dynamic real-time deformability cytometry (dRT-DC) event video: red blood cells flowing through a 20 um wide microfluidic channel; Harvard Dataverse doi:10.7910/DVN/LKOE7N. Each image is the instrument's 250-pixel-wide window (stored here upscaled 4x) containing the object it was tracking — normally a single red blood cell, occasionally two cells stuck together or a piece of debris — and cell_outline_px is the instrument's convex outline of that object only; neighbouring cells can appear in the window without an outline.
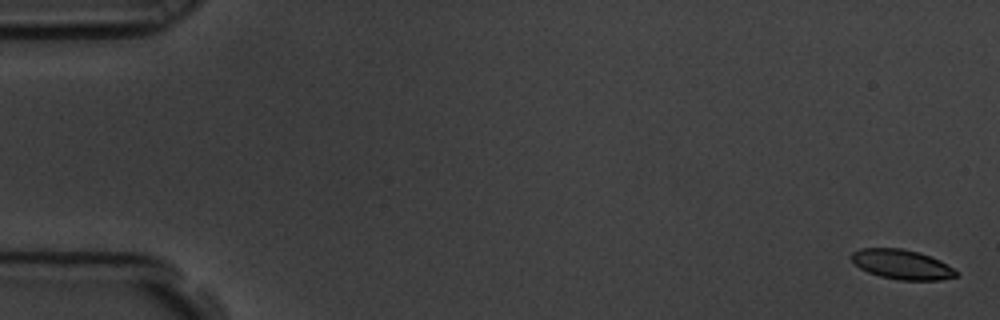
{"species": "common noctule bat (a hibernating species)", "species_latin": "Nyctalus noctula", "temperature_condition": "room temperature", "stored_images_in_passage": 10, "camera_frame_rate_fps": 3000, "um_per_image_px": 0.085, "animal": {"sex": "male", "body_mass_g": 19.5, "forearm_length_mm": 54.6}, "frame": {"image": 1, "passage_image": 1, "time_ms": 0.0, "image_size_px": [1000, 320], "cell_outline_px": [[956, 276], [940, 280], [900, 280], [880, 276], [868, 272], [860, 268], [848, 256], [852, 252], [860, 248], [900, 248], [920, 252], [940, 260], [952, 268], [956, 272]], "centroid_in_image_um": [76.61, 22.46], "position_along_channel_um": 8.4, "area_um2": 18.03}}
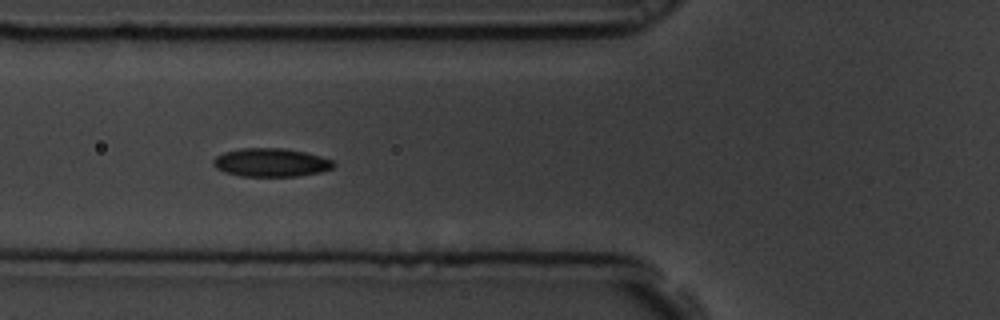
{"frame": {"image": 2, "passage_image": 7, "time_ms": 2.0, "image_size_px": [1000, 320], "cell_outline_px": [[336, 164], [332, 168], [320, 172], [296, 176], [240, 176], [224, 172], [216, 168], [212, 164], [212, 160], [216, 156], [224, 152], [240, 148], [284, 148], [304, 152], [320, 156], [332, 160]], "centroid_in_image_um": [23.0, 13.81], "position_along_channel_um": 102.8, "area_um2": 19.94}}
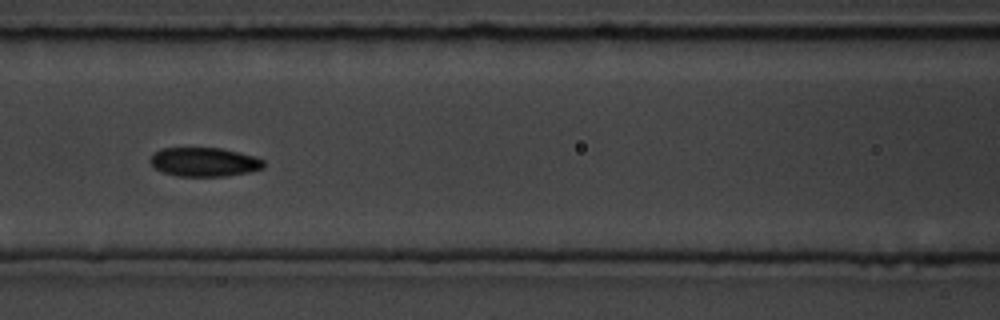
{"frame": {"image": 3, "passage_image": 8, "time_ms": 2.333, "image_size_px": [1000, 320], "cell_outline_px": [[264, 168], [248, 172], [224, 176], [176, 176], [164, 172], [156, 168], [148, 160], [152, 152], [160, 148], [220, 148], [252, 156], [264, 160]], "centroid_in_image_um": [17.31, 13.76], "position_along_channel_um": 149.3, "area_um2": 19.07}}